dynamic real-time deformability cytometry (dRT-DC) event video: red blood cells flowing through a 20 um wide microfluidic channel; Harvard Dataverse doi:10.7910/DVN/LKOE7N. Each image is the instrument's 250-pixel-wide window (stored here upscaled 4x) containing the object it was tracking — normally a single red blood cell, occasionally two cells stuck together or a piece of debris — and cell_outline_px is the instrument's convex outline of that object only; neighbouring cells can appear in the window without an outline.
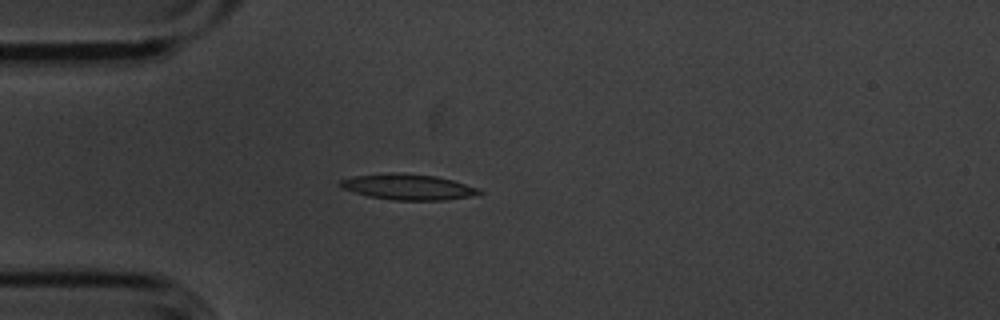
{"species": "common noctule bat (a hibernating species)", "species_latin": "Nyctalus noctula", "temperature_condition": "cold", "stored_images_in_passage": 5, "camera_frame_rate_fps": 3000, "um_per_image_px": 0.085, "animal": {"sex": "male", "body_mass_g": 20.1, "forearm_length_mm": 53.5}, "frame": {"image": 1, "passage_image": 5, "time_ms": 1.333, "image_size_px": [1000, 320], "cell_outline_px": [[484, 192], [472, 196], [444, 200], [396, 200], [368, 196], [340, 188], [336, 184], [340, 180], [356, 176], [392, 172], [436, 176], [452, 180], [480, 188]], "centroid_in_image_um": [34.68, 15.89], "position_along_channel_um": 50.3, "area_um2": 20.81}}